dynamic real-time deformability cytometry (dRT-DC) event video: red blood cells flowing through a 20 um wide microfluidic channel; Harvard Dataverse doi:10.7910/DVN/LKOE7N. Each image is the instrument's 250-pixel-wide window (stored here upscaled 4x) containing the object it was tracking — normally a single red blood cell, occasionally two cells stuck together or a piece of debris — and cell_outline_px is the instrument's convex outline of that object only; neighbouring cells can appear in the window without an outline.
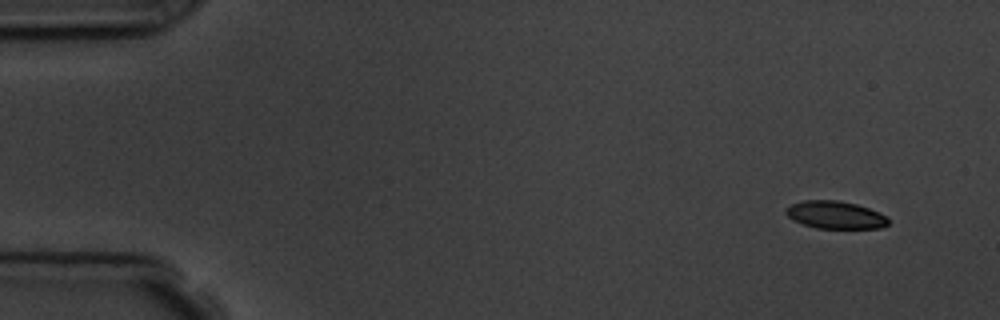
{"species": "common noctule bat (a hibernating species)", "species_latin": "Nyctalus noctula", "temperature_condition": "room temperature", "stored_images_in_passage": 8, "camera_frame_rate_fps": 3000, "um_per_image_px": 0.085, "animal": {"sex": "male", "body_mass_g": 19.5, "forearm_length_mm": 54.6}, "frame": {"image": 1, "passage_image": 1, "time_ms": 0.0, "image_size_px": [1000, 320], "cell_outline_px": [[888, 224], [880, 228], [816, 228], [792, 220], [784, 212], [784, 208], [792, 204], [804, 200], [840, 200], [856, 204], [868, 208], [888, 216]], "centroid_in_image_um": [70.98, 18.26], "position_along_channel_um": 14.0, "area_um2": 16.53}}
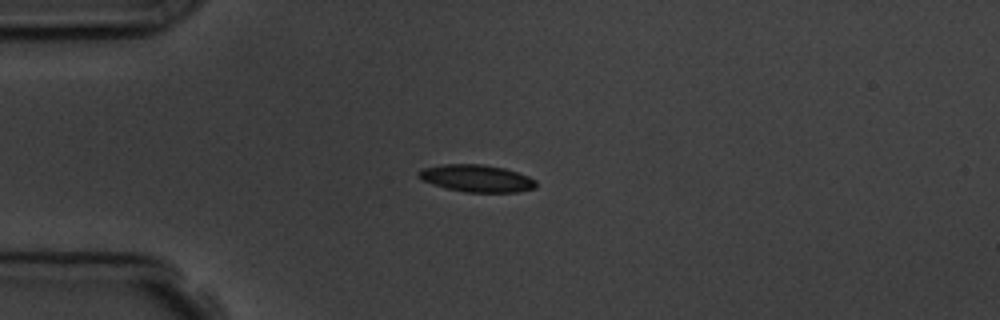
{"frame": {"image": 2, "passage_image": 4, "time_ms": 3.333, "image_size_px": [1000, 320], "cell_outline_px": [[536, 188], [516, 192], [464, 192], [432, 184], [416, 176], [424, 168], [440, 164], [484, 164], [504, 168], [528, 176], [536, 180]], "centroid_in_image_um": [40.53, 15.15], "position_along_channel_um": 44.5, "area_um2": 18.5}}